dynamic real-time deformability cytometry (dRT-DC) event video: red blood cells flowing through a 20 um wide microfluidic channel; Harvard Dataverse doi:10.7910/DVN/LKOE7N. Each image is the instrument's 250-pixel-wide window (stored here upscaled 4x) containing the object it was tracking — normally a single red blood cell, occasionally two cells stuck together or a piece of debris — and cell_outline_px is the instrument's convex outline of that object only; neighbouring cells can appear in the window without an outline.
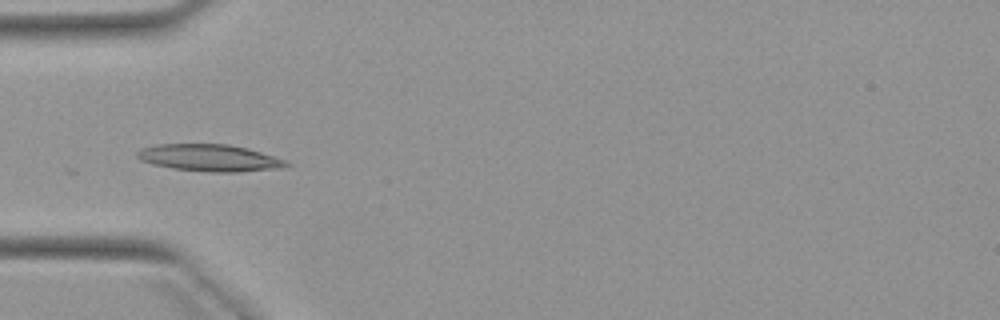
{"species": "Egyptian fruit bat (a non-hibernating species)", "species_latin": "Rousettus aegyptiacus", "temperature_condition": "warm", "stored_images_in_passage": 6, "camera_frame_rate_fps": 3000, "um_per_image_px": 0.085, "animal": {"sex": "female"}, "frame": {"image": 1, "passage_image": 3, "time_ms": 2.333, "image_size_px": [1000, 320], "cell_outline_px": [[292, 164], [284, 168], [240, 172], [208, 172], [172, 168], [152, 164], [140, 160], [136, 156], [136, 152], [140, 148], [156, 144], [228, 144], [248, 148], [288, 160]], "centroid_in_image_um": [17.85, 13.42], "position_along_channel_um": 67.2, "area_um2": 23.81}}
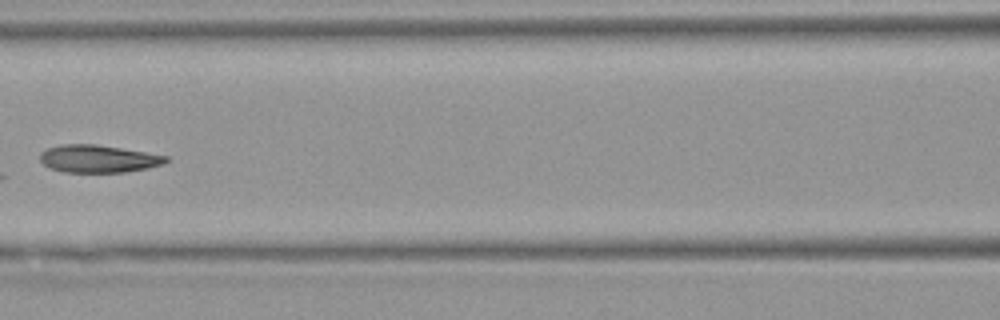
{"frame": {"image": 2, "passage_image": 5, "time_ms": 4.667, "image_size_px": [1000, 320], "cell_outline_px": [[168, 160], [164, 164], [148, 168], [124, 172], [64, 172], [52, 168], [44, 164], [40, 160], [40, 152], [44, 148], [60, 144], [96, 144], [168, 156]], "centroid_in_image_um": [8.32, 13.48], "position_along_channel_um": 158.3, "area_um2": 20.23}}
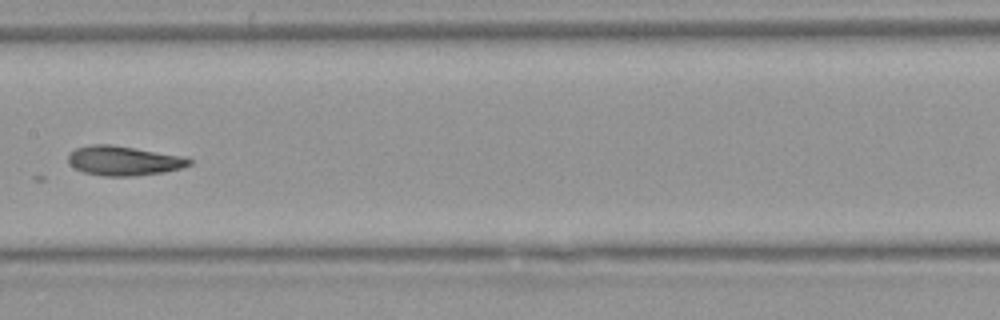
{"frame": {"image": 3, "passage_image": 6, "time_ms": 5.667, "image_size_px": [1000, 320], "cell_outline_px": [[192, 164], [180, 168], [160, 172], [136, 176], [104, 176], [84, 172], [76, 168], [68, 160], [68, 156], [76, 148], [92, 144], [112, 144], [184, 156], [192, 160]], "centroid_in_image_um": [10.53, 13.65], "position_along_channel_um": 196.9, "area_um2": 20.63}}